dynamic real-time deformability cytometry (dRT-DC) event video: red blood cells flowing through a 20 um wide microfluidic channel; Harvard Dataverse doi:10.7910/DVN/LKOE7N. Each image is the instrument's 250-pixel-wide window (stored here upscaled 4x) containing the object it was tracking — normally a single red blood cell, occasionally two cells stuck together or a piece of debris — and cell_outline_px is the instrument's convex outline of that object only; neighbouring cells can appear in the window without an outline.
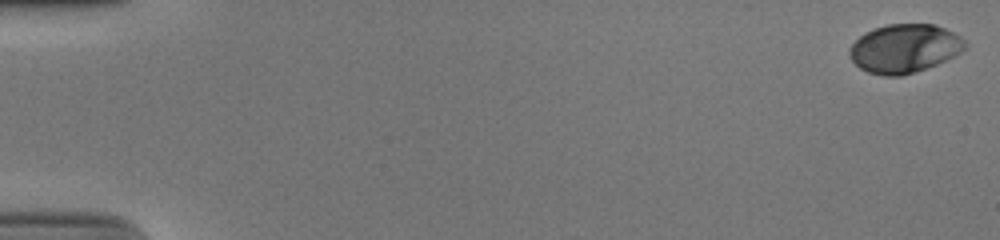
{"species": "human", "species_latin": "Homo sapiens", "temperature_condition": "cold", "stored_images_in_passage": 54, "camera_frame_rate_fps": 3000, "um_per_image_px": 0.085, "donor": {"sex": "male"}, "frame": {"image": 1, "passage_image": 1, "time_ms": 0.0, "image_size_px": [1000, 240], "cell_outline_px": [[968, 44], [960, 52], [936, 64], [900, 76], [884, 76], [868, 72], [860, 68], [852, 60], [848, 52], [852, 44], [860, 36], [876, 28], [888, 24], [932, 24], [944, 28], [960, 36]], "centroid_in_image_um": [76.87, 4.12], "position_along_channel_um": 8.1, "area_um2": 32.19}}
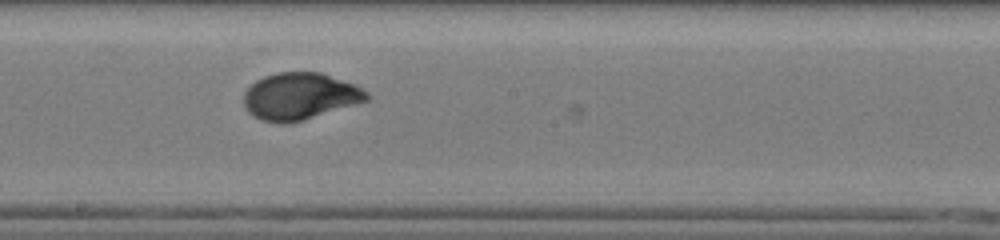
{"frame": {"image": 2, "passage_image": 31, "time_ms": 10.0, "image_size_px": [1000, 240], "cell_outline_px": [[368, 100], [356, 104], [304, 120], [288, 124], [276, 124], [260, 120], [248, 112], [244, 104], [244, 92], [256, 80], [264, 76], [276, 72], [320, 72], [356, 84], [368, 92]], "centroid_in_image_um": [25.48, 8.19], "position_along_channel_um": 222.7, "area_um2": 33.87}}
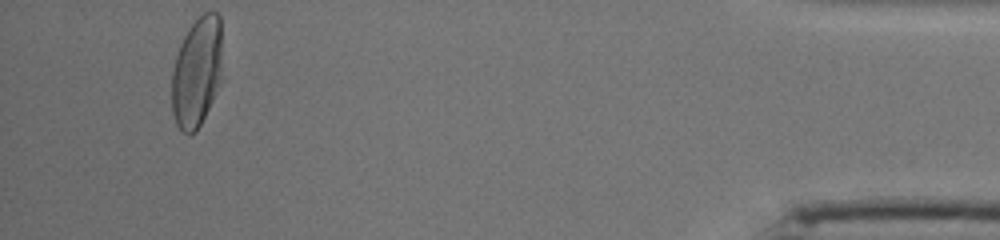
{"frame": {"image": 3, "passage_image": 51, "time_ms": 16.667, "image_size_px": [1000, 240], "cell_outline_px": [[220, 80], [216, 92], [196, 132], [188, 136], [176, 124], [172, 112], [172, 72], [176, 56], [180, 44], [188, 28], [204, 12], [216, 12], [220, 16]], "centroid_in_image_um": [16.7, 6.14], "position_along_channel_um": 418.5, "area_um2": 31.96}, "authors_computed_cell_mechanics": {"area_um2": 32.7148, "velocity_mm_per_s": 3.896, "shape_relaxation_time_tau1_ms": 4.9223, "shape_relaxation_time_tau2_ms": null, "deformation_change_tau1": 0.182, "deformation_change_tau2": null}}